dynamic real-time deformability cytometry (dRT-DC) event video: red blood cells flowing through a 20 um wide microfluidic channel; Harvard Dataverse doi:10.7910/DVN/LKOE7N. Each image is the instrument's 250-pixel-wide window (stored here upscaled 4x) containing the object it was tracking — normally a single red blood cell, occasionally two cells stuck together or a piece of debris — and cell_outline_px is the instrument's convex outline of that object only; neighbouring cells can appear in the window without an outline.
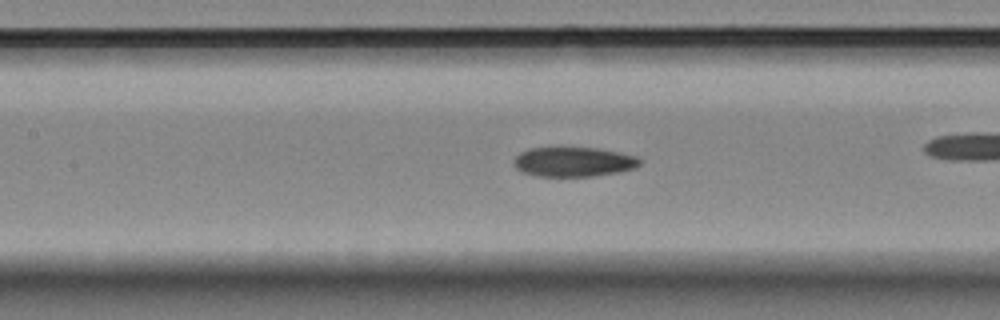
{"species": "Egyptian fruit bat (a non-hibernating species)", "species_latin": "Rousettus aegyptiacus", "temperature_condition": "room temperature", "stored_images_in_passage": 36, "camera_frame_rate_fps": 3000, "um_per_image_px": 0.085, "animal": {"sex": "female"}, "frame": {"image": 1, "passage_image": 16, "time_ms": 5.0, "image_size_px": [1000, 320], "cell_outline_px": [[640, 164], [636, 168], [620, 172], [596, 176], [536, 176], [524, 172], [516, 168], [512, 164], [516, 156], [520, 152], [528, 148], [600, 148], [620, 152], [636, 156], [640, 160]], "centroid_in_image_um": [48.77, 13.76], "position_along_channel_um": 158.6, "area_um2": 21.85}}
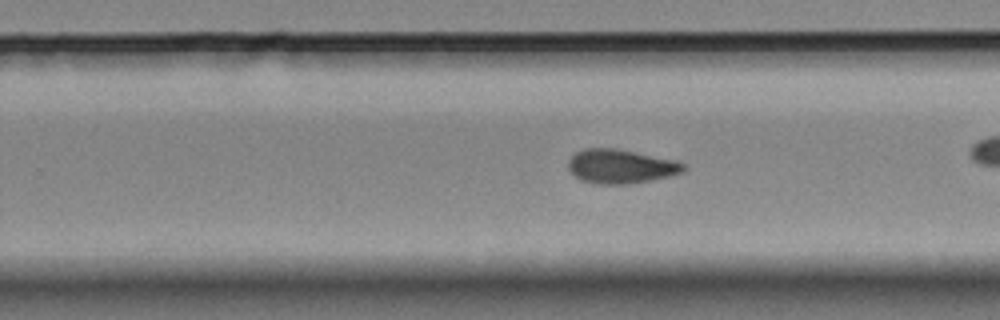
{"frame": {"image": 2, "passage_image": 26, "time_ms": 8.333, "image_size_px": [1000, 320], "cell_outline_px": [[684, 172], [668, 176], [628, 184], [596, 184], [580, 180], [568, 168], [568, 160], [576, 152], [584, 148], [616, 148], [680, 160], [684, 164]], "centroid_in_image_um": [52.77, 14.13], "position_along_channel_um": 277.0, "area_um2": 23.0}}